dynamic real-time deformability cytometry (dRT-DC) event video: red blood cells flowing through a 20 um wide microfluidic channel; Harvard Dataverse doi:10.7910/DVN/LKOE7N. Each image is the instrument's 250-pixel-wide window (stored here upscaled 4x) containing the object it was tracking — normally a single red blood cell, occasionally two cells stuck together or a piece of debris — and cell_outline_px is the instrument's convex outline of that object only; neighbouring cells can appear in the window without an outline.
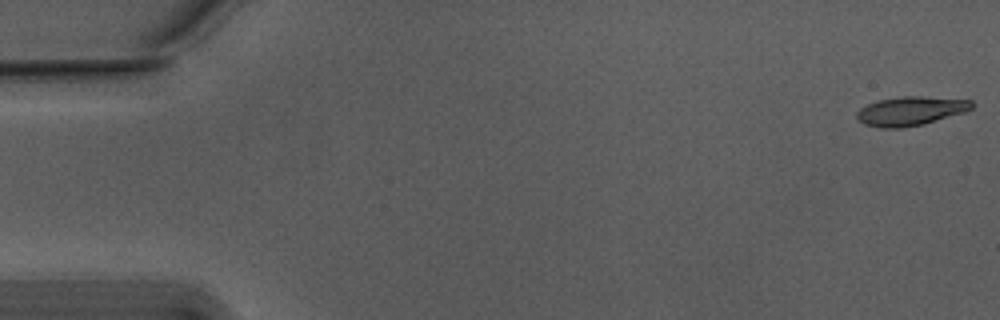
{"species": "Egyptian fruit bat (a non-hibernating species)", "species_latin": "Rousettus aegyptiacus", "temperature_condition": "warm", "stored_images_in_passage": 55, "camera_frame_rate_fps": 3000, "um_per_image_px": 0.085, "animal": {"sex": "male"}, "frame": {"image": 1, "passage_image": 1, "time_ms": 0.0, "image_size_px": [1000, 320], "cell_outline_px": [[972, 108], [964, 112], [924, 124], [900, 128], [880, 128], [864, 124], [856, 116], [856, 112], [860, 108], [868, 104], [880, 100], [904, 96], [920, 96], [972, 100]], "centroid_in_image_um": [77.39, 9.44], "position_along_channel_um": 7.6, "area_um2": 19.25}}
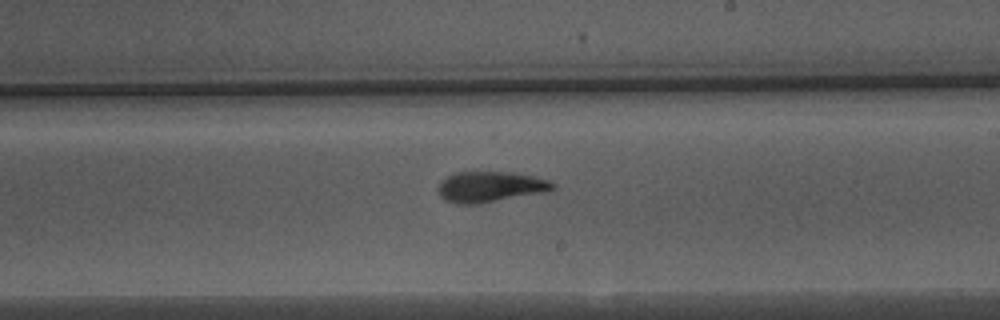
{"frame": {"image": 2, "passage_image": 32, "time_ms": 10.333, "image_size_px": [1000, 320], "cell_outline_px": [[556, 188], [544, 192], [480, 204], [456, 204], [444, 200], [440, 196], [440, 180], [452, 172], [512, 172], [532, 176], [548, 180], [556, 184]], "centroid_in_image_um": [41.65, 15.88], "position_along_channel_um": 247.3, "area_um2": 20.58}}
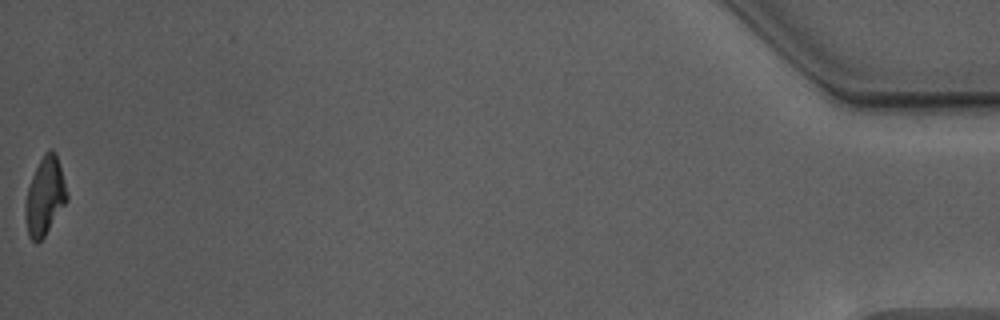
{"frame": {"image": 3, "passage_image": 55, "time_ms": 18.0, "image_size_px": [1000, 320], "cell_outline_px": [[68, 200], [44, 236], [36, 244], [28, 236], [24, 216], [24, 208], [28, 188], [32, 176], [44, 152], [52, 148], [56, 152], [68, 196]], "centroid_in_image_um": [3.8, 16.69], "position_along_channel_um": 431.4, "area_um2": 18.79}, "authors_computed_cell_mechanics": {"area_um2": 19.5942, "velocity_mm_per_s": 3.7601, "shape_relaxation_time_tau1_ms": 3.8438, "shape_relaxation_time_tau2_ms": 1.7095, "deformation_change_tau1": 0.1857, "deformation_change_tau2": 0.0853}}